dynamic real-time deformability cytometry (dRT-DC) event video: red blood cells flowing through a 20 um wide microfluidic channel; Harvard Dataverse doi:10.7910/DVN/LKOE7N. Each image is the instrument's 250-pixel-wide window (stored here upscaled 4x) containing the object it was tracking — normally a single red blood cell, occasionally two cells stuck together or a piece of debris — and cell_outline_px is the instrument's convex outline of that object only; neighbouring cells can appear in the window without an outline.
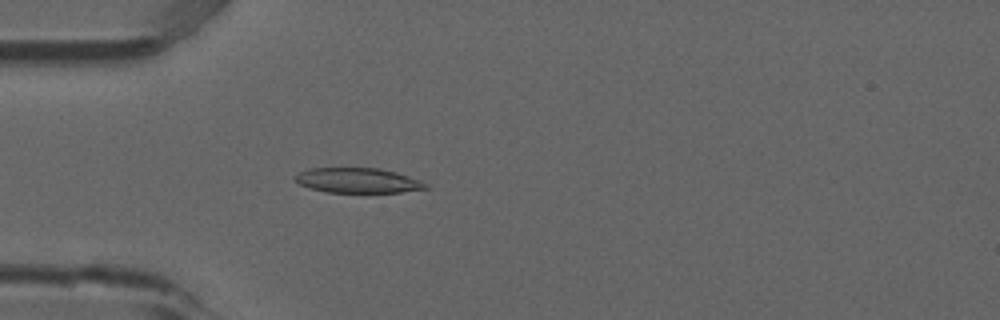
{"species": "common noctule bat (a hibernating species)", "species_latin": "Nyctalus noctula", "temperature_condition": "room temperature", "stored_images_in_passage": 52, "camera_frame_rate_fps": 3000, "um_per_image_px": 0.085, "animal": {"sex": "male", "forearm_length_mm": 52.5}, "frame": {"image": 1, "passage_image": 15, "time_ms": 4.667, "image_size_px": [1000, 320], "cell_outline_px": [[428, 188], [400, 192], [328, 192], [308, 188], [300, 184], [292, 176], [308, 168], [380, 168], [396, 172], [420, 180], [428, 184]], "centroid_in_image_um": [30.39, 15.33], "position_along_channel_um": 54.6, "area_um2": 18.96}}
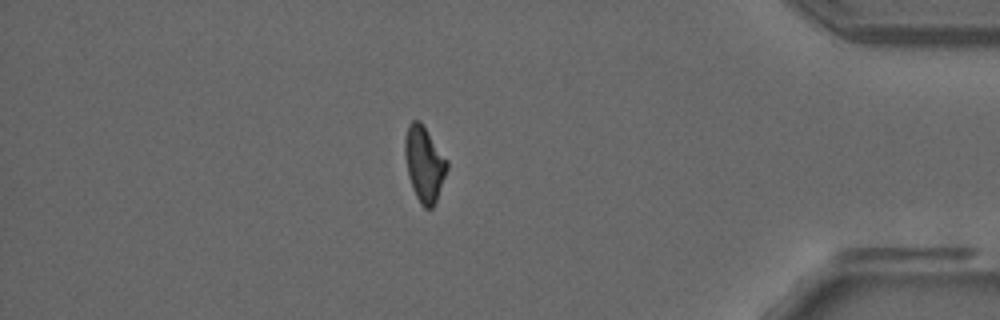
{"frame": {"image": 2, "passage_image": 45, "time_ms": 14.667, "image_size_px": [1000, 320], "cell_outline_px": [[448, 168], [436, 200], [432, 208], [424, 208], [420, 204], [412, 188], [408, 172], [404, 152], [404, 140], [408, 124], [412, 120], [420, 120], [448, 160]], "centroid_in_image_um": [36.06, 13.9], "position_along_channel_um": 399.1, "area_um2": 18.44}}
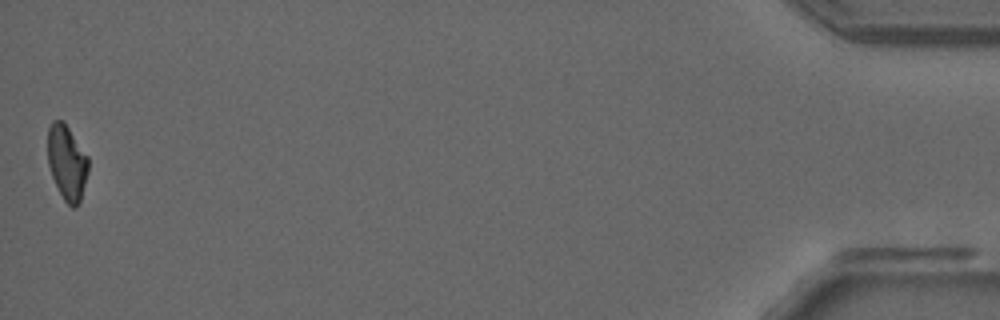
{"frame": {"image": 3, "passage_image": 52, "time_ms": 17.0, "image_size_px": [1000, 320], "cell_outline_px": [[88, 172], [80, 200], [76, 208], [72, 208], [64, 200], [52, 176], [48, 164], [48, 128], [52, 120], [60, 120], [68, 128], [88, 156]], "centroid_in_image_um": [5.69, 13.82], "position_along_channel_um": 429.5, "area_um2": 17.46}, "authors_computed_cell_mechanics": {"area_um2": 18.9584, "velocity_mm_per_s": 3.8886, "shape_relaxation_time_tau1_ms": null, "shape_relaxation_time_tau2_ms": 4.3182, "deformation_change_tau1": null, "deformation_change_tau2": 0.1134}}